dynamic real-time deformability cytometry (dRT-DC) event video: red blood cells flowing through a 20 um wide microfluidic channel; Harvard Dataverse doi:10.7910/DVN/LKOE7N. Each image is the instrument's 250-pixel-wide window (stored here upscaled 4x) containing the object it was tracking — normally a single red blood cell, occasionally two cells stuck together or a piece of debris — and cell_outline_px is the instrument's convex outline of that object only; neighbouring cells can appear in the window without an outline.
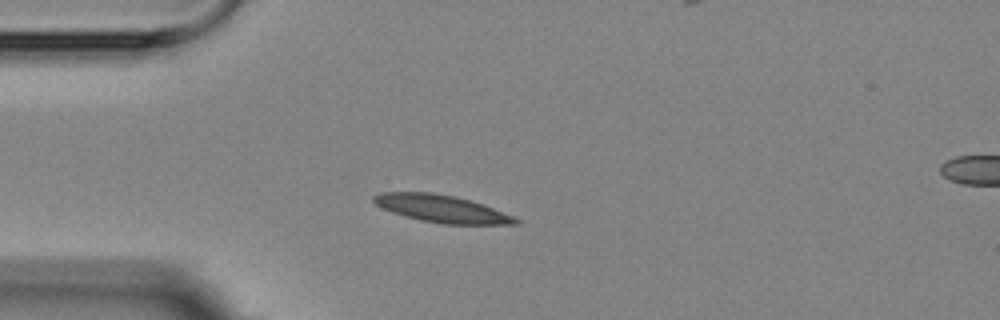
{"species": "Egyptian fruit bat (a non-hibernating species)", "species_latin": "Rousettus aegyptiacus", "temperature_condition": "room temperature", "stored_images_in_passage": 4, "segment_of_instrument_passage": [1, 2], "camera_frame_rate_fps": 3000, "um_per_image_px": 0.085, "animal": {"sex": "female"}, "frame": {"image": 1, "passage_image": 3, "time_ms": 2.333, "image_size_px": [1000, 320], "cell_outline_px": [[520, 224], [444, 224], [420, 220], [404, 216], [392, 212], [376, 204], [372, 200], [372, 196], [380, 192], [432, 192], [456, 196], [492, 208], [512, 216], [520, 220]], "centroid_in_image_um": [37.49, 17.73], "position_along_channel_um": 47.5, "area_um2": 22.37}}